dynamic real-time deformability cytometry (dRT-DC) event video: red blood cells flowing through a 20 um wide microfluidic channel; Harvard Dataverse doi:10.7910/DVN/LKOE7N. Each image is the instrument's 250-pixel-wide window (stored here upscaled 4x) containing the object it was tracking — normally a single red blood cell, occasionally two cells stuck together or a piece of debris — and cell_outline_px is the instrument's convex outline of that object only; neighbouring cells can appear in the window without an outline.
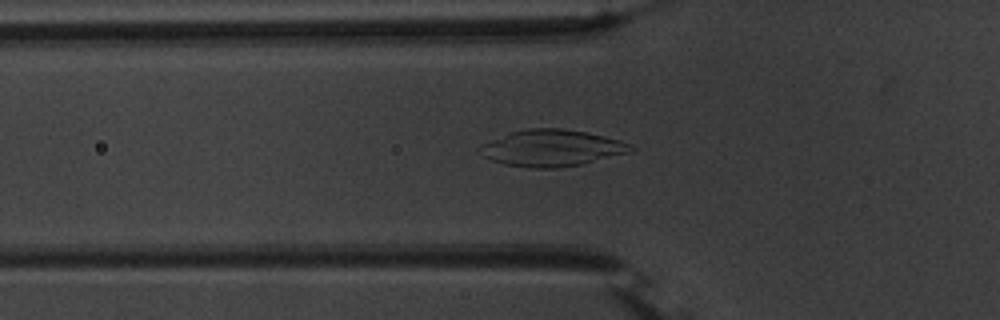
{"species": "common noctule bat (a hibernating species)", "species_latin": "Nyctalus noctula", "temperature_condition": "warm", "stored_images_in_passage": 52, "camera_frame_rate_fps": 3000, "um_per_image_px": 0.085, "animal": {"sex": "male", "body_mass_g": 20.1, "forearm_length_mm": 53.5}, "frame": {"image": 1, "passage_image": 20, "time_ms": 6.333, "image_size_px": [1000, 320], "cell_outline_px": [[636, 148], [632, 152], [580, 164], [560, 168], [528, 168], [504, 164], [492, 160], [484, 156], [476, 148], [480, 144], [512, 132], [528, 128], [560, 128], [584, 132], [604, 136], [620, 140]], "centroid_in_image_um": [46.88, 12.59], "position_along_channel_um": 78.9, "area_um2": 32.02}}
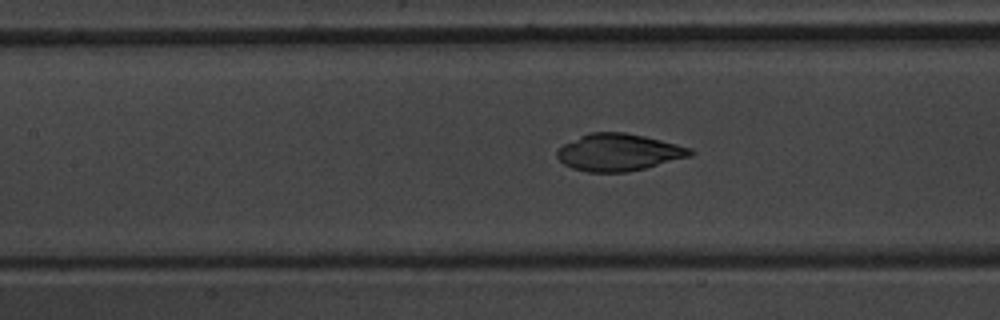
{"frame": {"image": 2, "passage_image": 26, "time_ms": 8.333, "image_size_px": [1000, 320], "cell_outline_px": [[696, 152], [692, 156], [628, 172], [588, 172], [572, 168], [564, 164], [556, 156], [556, 152], [564, 144], [588, 132], [624, 132], [644, 136], [692, 148]], "centroid_in_image_um": [52.6, 12.95], "position_along_channel_um": 154.8, "area_um2": 28.73}}
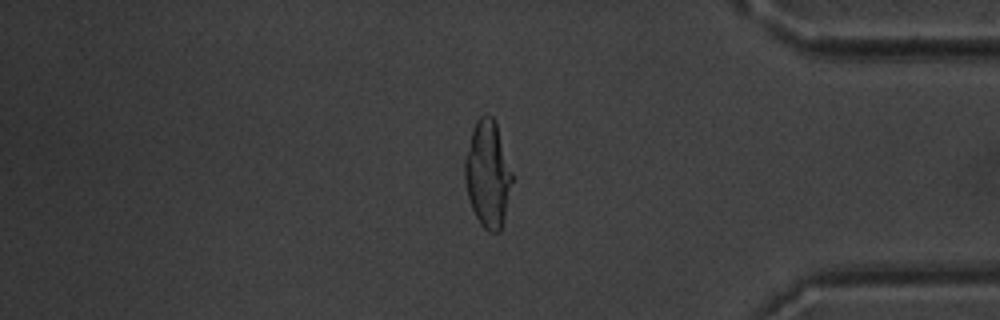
{"frame": {"image": 3, "passage_image": 47, "time_ms": 15.333, "image_size_px": [1000, 320], "cell_outline_px": [[512, 180], [504, 216], [500, 232], [488, 232], [480, 224], [472, 208], [468, 196], [464, 180], [464, 160], [472, 128], [476, 120], [480, 116], [488, 112], [492, 116], [496, 124], [512, 172]], "centroid_in_image_um": [41.43, 14.77], "position_along_channel_um": 393.8, "area_um2": 29.19}}